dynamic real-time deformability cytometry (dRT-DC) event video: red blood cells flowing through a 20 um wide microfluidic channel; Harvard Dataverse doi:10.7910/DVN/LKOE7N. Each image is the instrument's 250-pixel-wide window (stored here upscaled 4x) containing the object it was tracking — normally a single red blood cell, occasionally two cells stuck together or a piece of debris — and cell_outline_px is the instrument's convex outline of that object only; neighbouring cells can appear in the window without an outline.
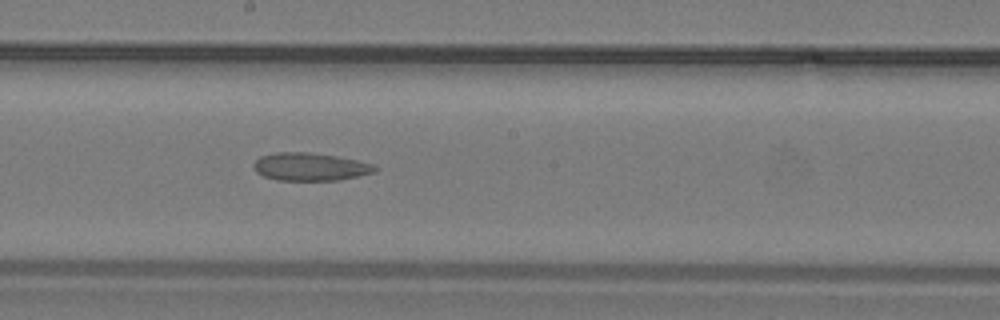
{"species": "common noctule bat (a hibernating species)", "species_latin": "Nyctalus noctula", "temperature_condition": "warm", "stored_images_in_passage": 12, "camera_frame_rate_fps": 3000, "um_per_image_px": 0.085, "animal": {"sex": "male", "body_mass_g": 19.2, "forearm_length_mm": 51.8}, "frame": {"image": 1, "passage_image": 12, "time_ms": 3.667, "image_size_px": [1000, 320], "cell_outline_px": [[376, 172], [340, 180], [276, 180], [264, 176], [256, 172], [252, 164], [260, 156], [276, 152], [308, 152], [336, 156], [376, 164]], "centroid_in_image_um": [26.36, 14.17], "position_along_channel_um": 221.8, "area_um2": 19.77}}